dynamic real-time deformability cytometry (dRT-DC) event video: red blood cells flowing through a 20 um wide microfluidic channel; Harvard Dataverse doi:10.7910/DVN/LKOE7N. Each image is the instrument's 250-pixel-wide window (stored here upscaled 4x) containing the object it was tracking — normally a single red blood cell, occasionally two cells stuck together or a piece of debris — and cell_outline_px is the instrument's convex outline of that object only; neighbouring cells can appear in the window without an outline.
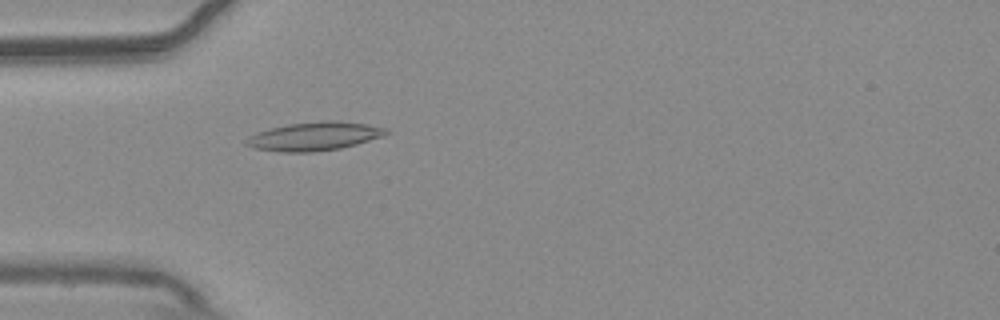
{"species": "common noctule bat (a hibernating species)", "species_latin": "Nyctalus noctula", "temperature_condition": "warm", "stored_images_in_passage": 54, "camera_frame_rate_fps": 3000, "um_per_image_px": 0.085, "animal": {"sex": "male", "body_mass_g": 20.4}, "frame": {"image": 1, "passage_image": 16, "time_ms": 5.0, "image_size_px": [1000, 320], "cell_outline_px": [[392, 132], [384, 136], [356, 144], [340, 148], [312, 152], [284, 152], [256, 148], [244, 144], [244, 140], [248, 136], [256, 132], [288, 124], [324, 120], [336, 120], [368, 124], [388, 128]], "centroid_in_image_um": [26.76, 11.57], "position_along_channel_um": 58.2, "area_um2": 23.41}}
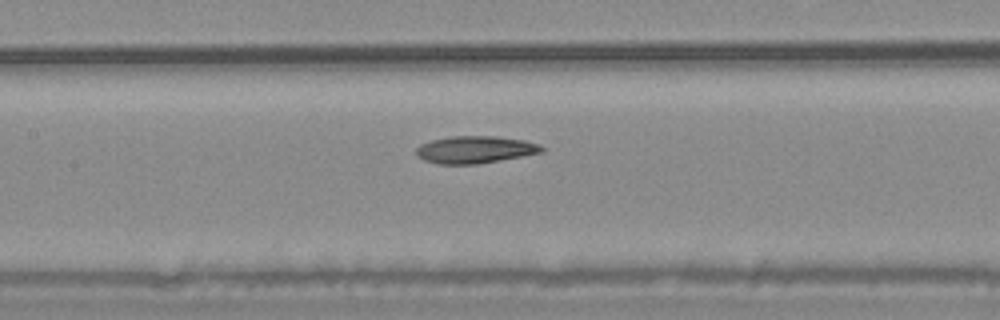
{"frame": {"image": 2, "passage_image": 25, "time_ms": 8.0, "image_size_px": [1000, 320], "cell_outline_px": [[544, 152], [500, 160], [476, 164], [440, 164], [424, 160], [416, 156], [416, 148], [420, 144], [432, 140], [452, 136], [496, 136], [524, 140], [540, 144], [544, 148]], "centroid_in_image_um": [40.38, 12.71], "position_along_channel_um": 167.0, "area_um2": 19.94}}
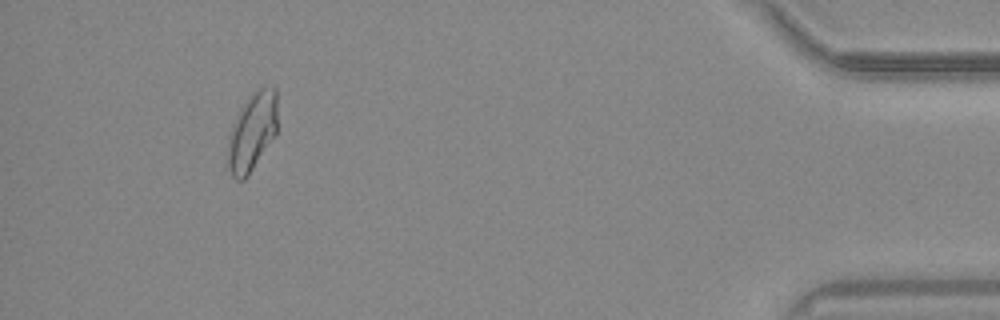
{"frame": {"image": 3, "passage_image": 50, "time_ms": 16.333, "image_size_px": [1000, 320], "cell_outline_px": [[276, 132], [248, 176], [244, 180], [236, 180], [232, 176], [228, 164], [228, 152], [232, 124], [240, 108], [248, 96], [256, 88], [272, 84], [276, 88]], "centroid_in_image_um": [21.44, 11.14], "position_along_channel_um": 413.8, "area_um2": 22.43}, "authors_computed_cell_mechanics": {"area_um2": 20.9814, "velocity_mm_per_s": 3.7191, "shape_relaxation_time_tau1_ms": null, "shape_relaxation_time_tau2_ms": 6.1179, "deformation_change_tau1": null, "deformation_change_tau2": 0.1298}}